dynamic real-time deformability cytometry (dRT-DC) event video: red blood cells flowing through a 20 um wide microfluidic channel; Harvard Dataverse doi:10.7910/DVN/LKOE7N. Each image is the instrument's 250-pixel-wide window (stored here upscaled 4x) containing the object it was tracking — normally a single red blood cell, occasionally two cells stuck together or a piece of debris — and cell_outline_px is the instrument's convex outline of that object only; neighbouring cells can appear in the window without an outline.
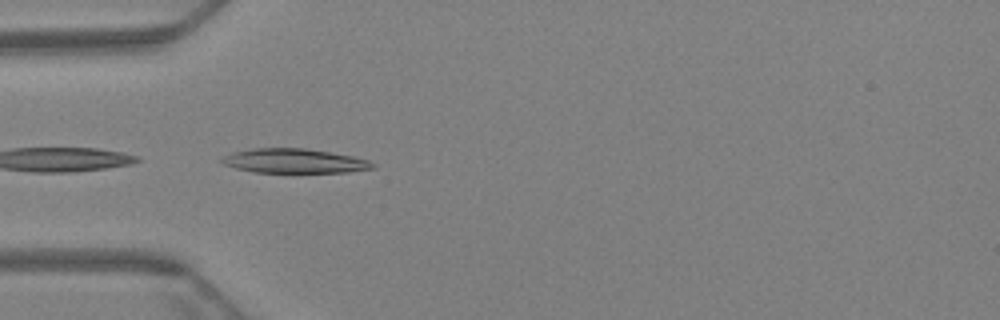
{"species": "Egyptian fruit bat (a non-hibernating species)", "species_latin": "Rousettus aegyptiacus", "temperature_condition": "warm", "stored_images_in_passage": 8, "camera_frame_rate_fps": 3000, "um_per_image_px": 0.085, "animal": {"sex": "female"}, "frame": {"image": 1, "passage_image": 3, "time_ms": 0.667, "image_size_px": [1000, 320], "cell_outline_px": [[356, 168], [332, 172], [264, 172], [248, 168], [248, 152], [320, 152], [340, 156], [356, 160]], "centroid_in_image_um": [25.39, 13.78], "position_along_channel_um": 59.6, "area_um2": 14.05}}